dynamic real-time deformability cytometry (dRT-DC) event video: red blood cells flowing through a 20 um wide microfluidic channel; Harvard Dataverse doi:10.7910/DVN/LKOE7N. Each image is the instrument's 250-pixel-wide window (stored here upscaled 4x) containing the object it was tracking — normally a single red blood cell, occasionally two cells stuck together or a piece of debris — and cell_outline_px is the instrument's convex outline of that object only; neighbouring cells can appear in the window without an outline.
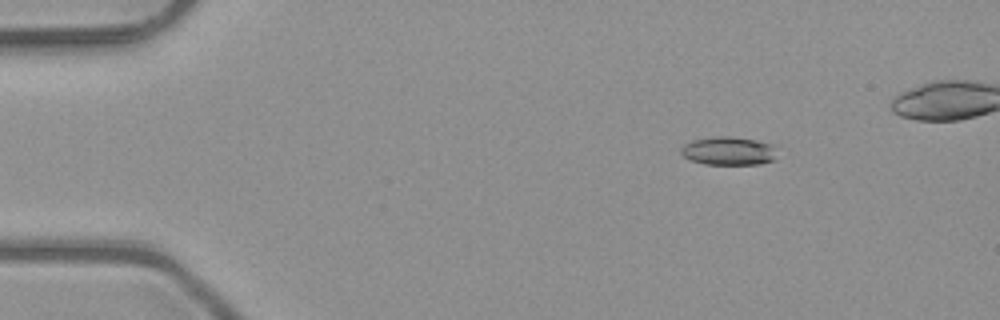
{"species": "common noctule bat (a hibernating species)", "species_latin": "Nyctalus noctula", "temperature_condition": "room temperature", "stored_images_in_passage": 6, "camera_frame_rate_fps": 3000, "um_per_image_px": 0.085, "animal": {"sex": "male", "body_mass_g": 23.1, "forearm_length_mm": 52.7}, "frame": {"image": 1, "passage_image": 3, "time_ms": 0.667, "image_size_px": [1000, 320], "cell_outline_px": [[772, 160], [760, 164], [704, 164], [692, 160], [684, 156], [680, 152], [680, 148], [684, 144], [692, 140], [716, 136], [732, 136], [756, 140], [772, 144]], "centroid_in_image_um": [61.84, 12.82], "position_along_channel_um": 23.2, "area_um2": 15.61}}